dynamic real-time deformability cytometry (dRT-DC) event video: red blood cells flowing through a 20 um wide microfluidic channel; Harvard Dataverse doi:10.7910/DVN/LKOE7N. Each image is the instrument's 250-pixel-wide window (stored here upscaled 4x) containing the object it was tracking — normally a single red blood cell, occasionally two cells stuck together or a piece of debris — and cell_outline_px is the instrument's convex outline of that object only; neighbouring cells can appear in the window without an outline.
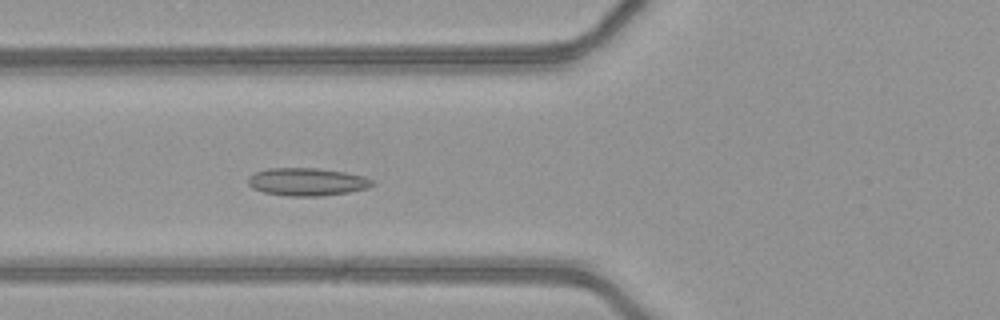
{"species": "common noctule bat (a hibernating species)", "species_latin": "Nyctalus noctula", "temperature_condition": "warm", "stored_images_in_passage": 50, "camera_frame_rate_fps": 3000, "um_per_image_px": 0.085, "animal": {"sex": "female", "body_mass_g": 21.9}, "frame": {"image": 1, "passage_image": 20, "time_ms": 6.333, "image_size_px": [1000, 320], "cell_outline_px": [[376, 184], [368, 188], [348, 192], [324, 196], [288, 196], [264, 192], [252, 188], [248, 184], [248, 176], [256, 172], [268, 168], [316, 168], [344, 172], [364, 176], [372, 180]], "centroid_in_image_um": [26.1, 15.46], "position_along_channel_um": 99.7, "area_um2": 20.17}}
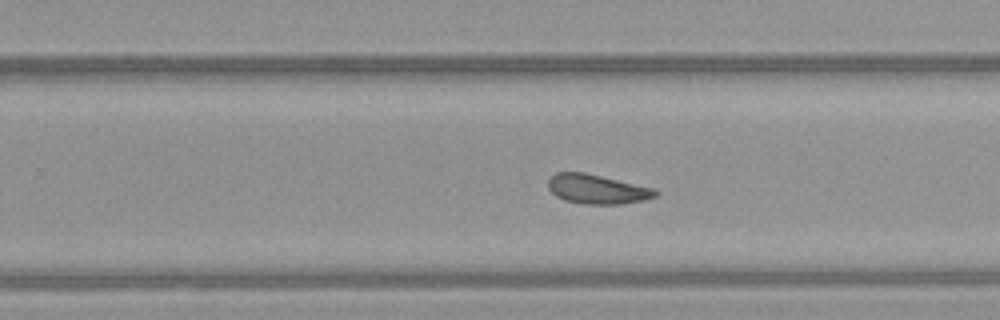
{"frame": {"image": 2, "passage_image": 33, "time_ms": 10.667, "image_size_px": [1000, 320], "cell_outline_px": [[660, 192], [656, 196], [644, 200], [620, 204], [584, 204], [564, 200], [556, 196], [548, 188], [548, 180], [556, 172], [584, 172], [656, 188]], "centroid_in_image_um": [50.78, 16.07], "position_along_channel_um": 279.0, "area_um2": 18.5}}
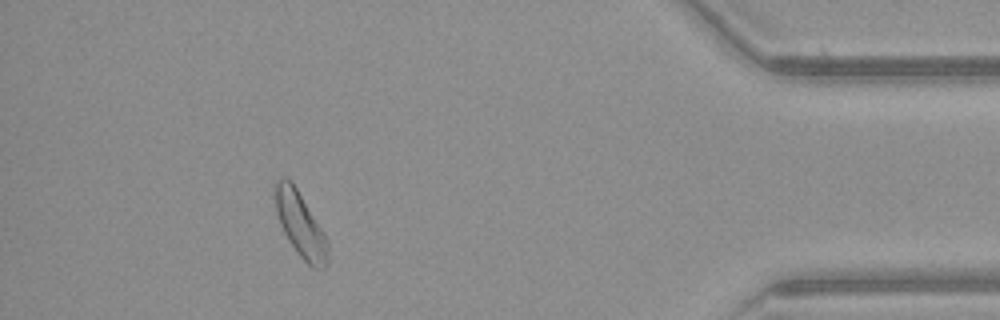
{"frame": {"image": 3, "passage_image": 46, "time_ms": 15.0, "image_size_px": [1000, 320], "cell_outline_px": [[328, 264], [324, 268], [312, 268], [296, 252], [288, 240], [280, 224], [276, 212], [276, 180], [280, 176], [284, 176], [292, 180], [324, 232], [328, 244]], "centroid_in_image_um": [25.55, 19.09], "position_along_channel_um": 409.7, "area_um2": 19.88}, "authors_computed_cell_mechanics": {"area_um2": 19.8832, "velocity_mm_per_s": 4.1317, "shape_relaxation_time_tau1_ms": null, "shape_relaxation_time_tau2_ms": 5.1482, "deformation_change_tau1": null, "deformation_change_tau2": 0.1103}}